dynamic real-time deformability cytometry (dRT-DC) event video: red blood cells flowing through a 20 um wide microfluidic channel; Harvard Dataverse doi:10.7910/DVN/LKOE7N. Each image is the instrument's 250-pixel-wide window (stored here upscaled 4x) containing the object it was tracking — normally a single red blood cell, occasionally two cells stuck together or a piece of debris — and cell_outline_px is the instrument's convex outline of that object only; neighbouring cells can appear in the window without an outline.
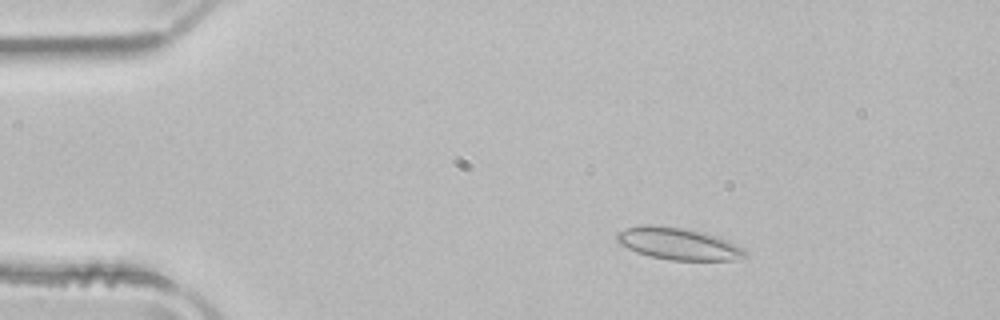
{"species": "common noctule bat (a hibernating species)", "species_latin": "Nyctalus noctula", "temperature_condition": "room temperature", "stored_images_in_passage": 52, "camera_frame_rate_fps": 3000, "um_per_image_px": 0.085, "animal": {"sex": "male", "body_mass_g": 21.5, "forearm_length_mm": 52.0}, "frame": {"image": 1, "passage_image": 9, "time_ms": 2.667, "image_size_px": [1000, 320], "cell_outline_px": [[748, 256], [732, 260], [668, 260], [636, 252], [620, 244], [616, 240], [616, 232], [628, 228], [644, 224], [648, 224], [680, 228], [704, 232], [728, 240], [744, 248], [748, 252]], "centroid_in_image_um": [57.68, 20.72], "position_along_channel_um": 27.3, "area_um2": 23.87}}
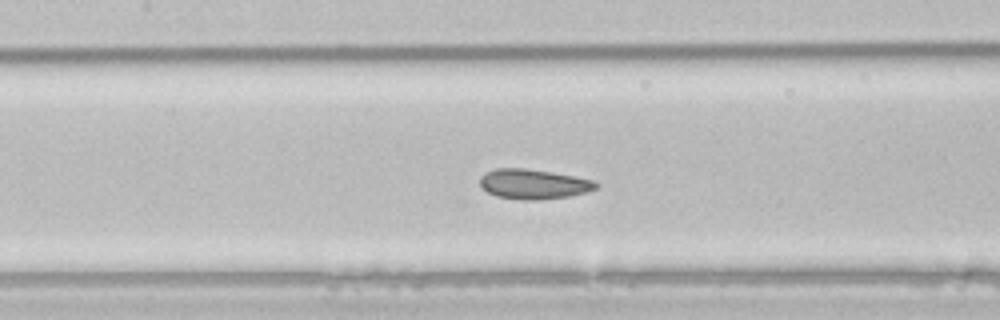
{"frame": {"image": 2, "passage_image": 24, "time_ms": 7.667, "image_size_px": [1000, 320], "cell_outline_px": [[600, 184], [596, 188], [588, 192], [568, 196], [540, 200], [520, 200], [496, 196], [488, 192], [480, 184], [480, 176], [484, 172], [496, 168], [524, 168], [552, 172], [596, 180]], "centroid_in_image_um": [45.37, 15.64], "position_along_channel_um": 162.0, "area_um2": 20.4}}
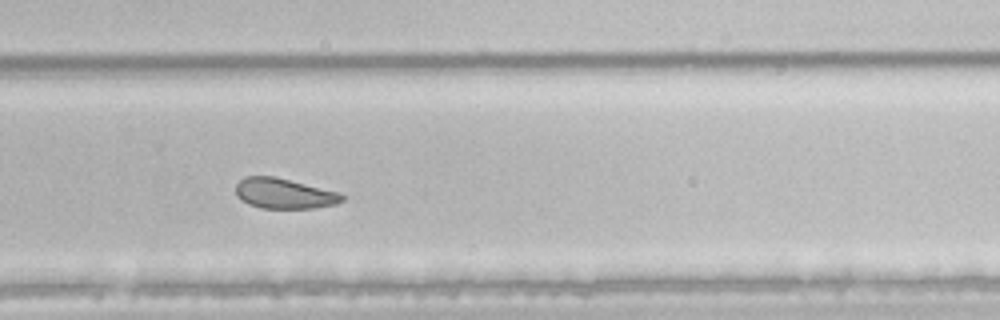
{"frame": {"image": 3, "passage_image": 35, "time_ms": 11.333, "image_size_px": [1000, 320], "cell_outline_px": [[344, 200], [336, 204], [312, 208], [260, 208], [248, 204], [240, 200], [236, 196], [236, 184], [244, 176], [276, 176], [340, 192], [344, 196]], "centroid_in_image_um": [24.14, 16.44], "position_along_channel_um": 305.7, "area_um2": 19.02}, "authors_computed_cell_mechanics": {"area_um2": 22.5998, "velocity_mm_per_s": 3.9332, "shape_relaxation_time_tau1_ms": null, "shape_relaxation_time_tau2_ms": 2.6484, "deformation_change_tau1": null, "deformation_change_tau2": 0.0618}}